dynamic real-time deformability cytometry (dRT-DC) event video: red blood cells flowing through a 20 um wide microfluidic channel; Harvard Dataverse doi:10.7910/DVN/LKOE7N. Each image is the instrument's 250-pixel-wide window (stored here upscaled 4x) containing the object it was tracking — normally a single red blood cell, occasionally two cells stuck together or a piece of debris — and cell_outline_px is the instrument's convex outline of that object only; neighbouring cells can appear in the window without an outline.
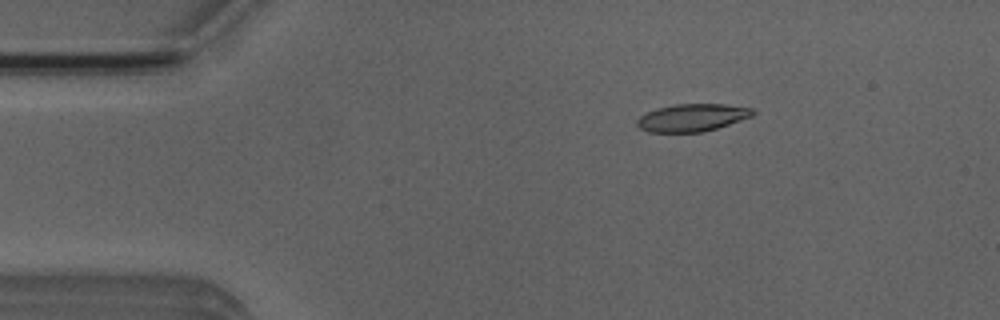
{"species": "Egyptian fruit bat (a non-hibernating species)", "species_latin": "Rousettus aegyptiacus", "temperature_condition": "room temperature", "stored_images_in_passage": 52, "camera_frame_rate_fps": 3000, "um_per_image_px": 0.085, "animal": {"sex": "male"}, "frame": {"image": 1, "passage_image": 8, "time_ms": 2.333, "image_size_px": [1000, 320], "cell_outline_px": [[756, 112], [752, 116], [704, 132], [648, 132], [640, 128], [636, 124], [636, 120], [640, 116], [656, 108], [676, 104], [724, 104], [752, 108]], "centroid_in_image_um": [58.81, 10.0], "position_along_channel_um": 26.2, "area_um2": 18.5}}
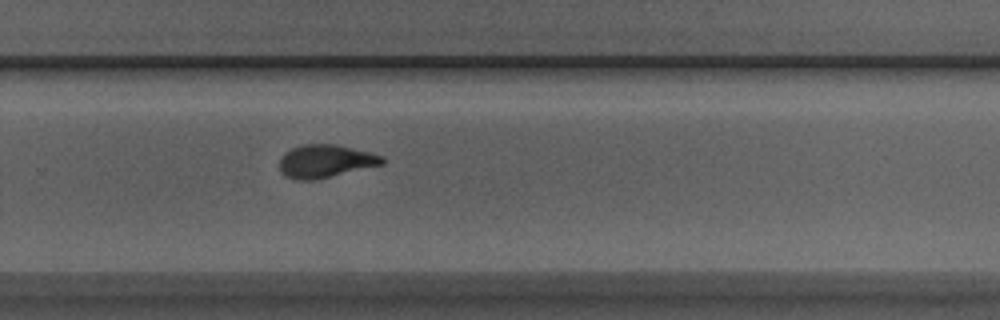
{"frame": {"image": 2, "passage_image": 34, "time_ms": 11.0, "image_size_px": [1000, 320], "cell_outline_px": [[384, 164], [312, 180], [296, 180], [284, 176], [280, 168], [280, 156], [284, 152], [292, 148], [304, 144], [336, 144], [384, 156]], "centroid_in_image_um": [27.63, 13.69], "position_along_channel_um": 302.2, "area_um2": 19.59}}
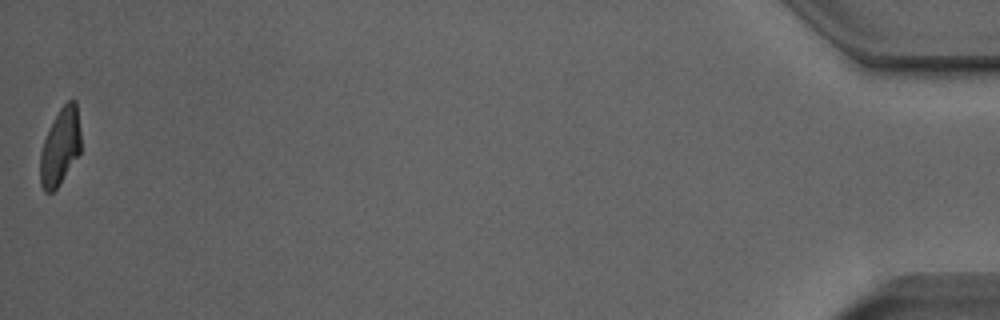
{"frame": {"image": 3, "passage_image": 52, "time_ms": 17.0, "image_size_px": [1000, 320], "cell_outline_px": [[80, 152], [56, 188], [52, 192], [44, 192], [40, 184], [40, 152], [44, 140], [60, 108], [68, 100], [76, 100], [80, 132]], "centroid_in_image_um": [5.11, 12.48], "position_along_channel_um": 430.1, "area_um2": 17.8}, "authors_computed_cell_mechanics": {"area_um2": 19.4208, "velocity_mm_per_s": 3.8693, "shape_relaxation_time_tau1_ms": 7.293, "shape_relaxation_time_tau2_ms": 2.0265, "deformation_change_tau1": 0.2132, "deformation_change_tau2": 0.0883}}